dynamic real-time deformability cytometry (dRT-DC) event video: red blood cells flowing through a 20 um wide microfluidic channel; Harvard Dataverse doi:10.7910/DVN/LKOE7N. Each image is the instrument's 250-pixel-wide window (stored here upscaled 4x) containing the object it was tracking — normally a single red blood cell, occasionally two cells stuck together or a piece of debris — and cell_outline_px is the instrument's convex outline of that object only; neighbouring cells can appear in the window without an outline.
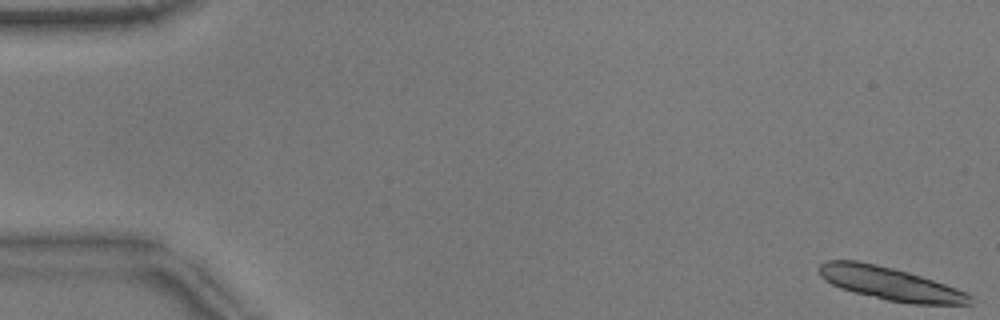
{"species": "common noctule bat (a hibernating species)", "species_latin": "Nyctalus noctula", "temperature_condition": "warm", "stored_images_in_passage": 16, "camera_frame_rate_fps": 3000, "um_per_image_px": 0.085, "animal": {"sex": "male", "body_mass_g": 17.9}, "frame": {"image": 1, "passage_image": 1, "time_ms": 0.0, "image_size_px": [1000, 320], "cell_outline_px": [[972, 304], [912, 304], [888, 300], [840, 288], [824, 280], [820, 276], [820, 264], [828, 260], [856, 260], [876, 264], [908, 272], [956, 288], [972, 296]], "centroid_in_image_um": [75.64, 24.1], "position_along_channel_um": 9.4, "area_um2": 28.55}}